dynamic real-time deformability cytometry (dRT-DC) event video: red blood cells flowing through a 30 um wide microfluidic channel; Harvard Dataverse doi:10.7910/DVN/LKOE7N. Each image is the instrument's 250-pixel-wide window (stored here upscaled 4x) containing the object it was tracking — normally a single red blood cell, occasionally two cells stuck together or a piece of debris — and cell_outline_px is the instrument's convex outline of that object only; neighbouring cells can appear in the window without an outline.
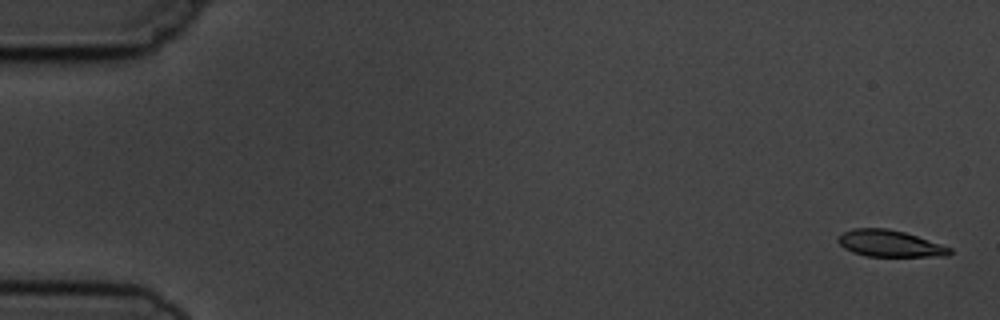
{"species": "common noctule bat (a hibernating species)", "species_latin": "Nyctalus noctula", "temperature_condition": "cold", "stored_images_in_passage": 6, "camera_frame_rate_fps": 3000, "um_per_image_px": 0.085, "animal": {"sex": "male", "body_mass_g": 19.5, "forearm_length_mm": 54.6}, "frame": {"image": 1, "passage_image": 1, "time_ms": 0.0, "image_size_px": [1000, 320], "cell_outline_px": [[952, 252], [948, 256], [868, 256], [852, 252], [844, 248], [836, 240], [836, 236], [852, 228], [888, 228], [904, 232], [952, 248]], "centroid_in_image_um": [75.59, 20.69], "position_along_channel_um": 9.4, "area_um2": 17.28}}